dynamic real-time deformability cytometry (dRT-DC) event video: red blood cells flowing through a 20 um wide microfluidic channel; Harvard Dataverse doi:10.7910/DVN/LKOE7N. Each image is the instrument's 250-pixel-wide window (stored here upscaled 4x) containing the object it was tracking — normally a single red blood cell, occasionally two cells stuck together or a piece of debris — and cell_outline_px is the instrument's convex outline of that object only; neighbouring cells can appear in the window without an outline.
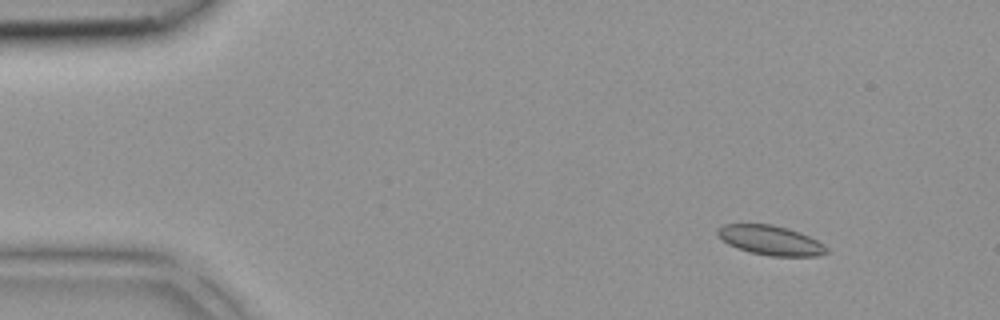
{"species": "common noctule bat (a hibernating species)", "species_latin": "Nyctalus noctula", "temperature_condition": "room temperature", "stored_images_in_passage": 42, "camera_frame_rate_fps": 3000, "um_per_image_px": 0.085, "animal": {"sex": "female", "body_mass_g": 18.4}, "frame": {"image": 1, "passage_image": 5, "time_ms": 1.333, "image_size_px": [1000, 320], "cell_outline_px": [[828, 252], [820, 256], [768, 256], [736, 248], [728, 244], [716, 232], [724, 224], [772, 224], [788, 228], [808, 236], [824, 244], [828, 248]], "centroid_in_image_um": [65.53, 20.43], "position_along_channel_um": 19.5, "area_um2": 18.61}}
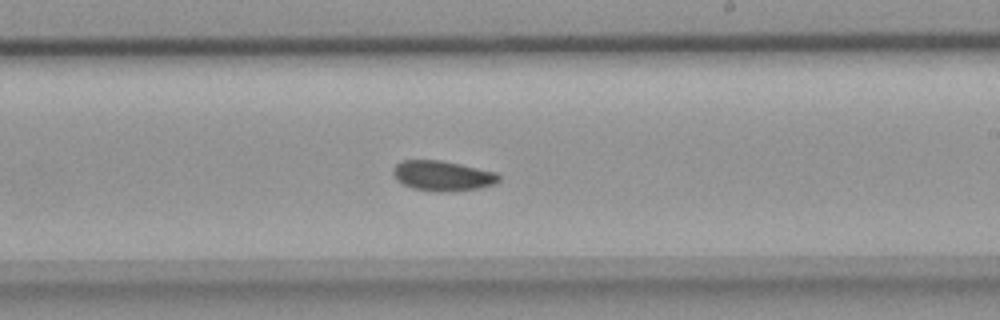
{"frame": {"image": 2, "passage_image": 25, "time_ms": 8.0, "image_size_px": [1000, 320], "cell_outline_px": [[500, 180], [496, 184], [480, 188], [444, 192], [440, 192], [412, 188], [396, 180], [392, 172], [392, 168], [400, 160], [440, 160], [460, 164], [496, 172], [500, 176]], "centroid_in_image_um": [37.61, 14.94], "position_along_channel_um": 251.4, "area_um2": 18.67}}
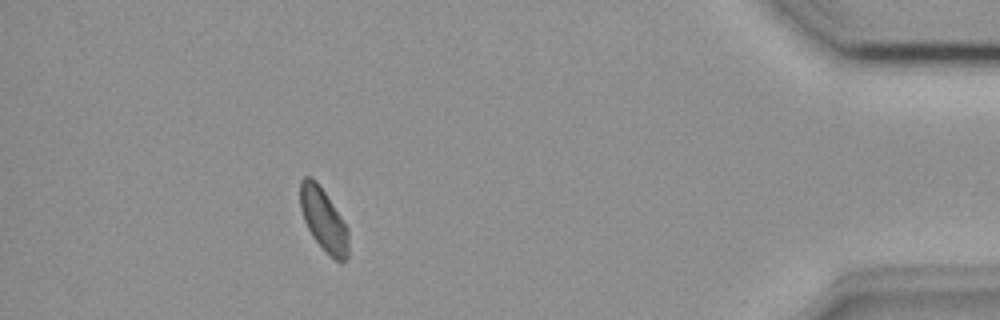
{"frame": {"image": 3, "passage_image": 38, "time_ms": 12.333, "image_size_px": [1000, 320], "cell_outline_px": [[348, 256], [344, 260], [336, 260], [328, 256], [312, 236], [304, 220], [300, 208], [300, 180], [304, 176], [312, 176], [316, 180], [348, 228]], "centroid_in_image_um": [27.48, 18.67], "position_along_channel_um": 407.7, "area_um2": 17.57}}